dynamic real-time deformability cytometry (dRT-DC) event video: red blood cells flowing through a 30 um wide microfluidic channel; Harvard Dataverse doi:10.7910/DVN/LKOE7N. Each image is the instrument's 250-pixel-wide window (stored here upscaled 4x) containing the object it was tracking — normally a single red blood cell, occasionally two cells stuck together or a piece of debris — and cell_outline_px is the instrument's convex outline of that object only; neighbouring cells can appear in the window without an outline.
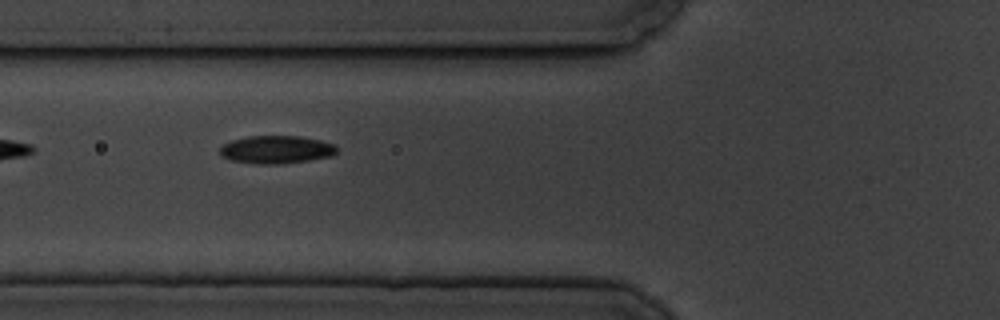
{"species": "common noctule bat (a hibernating species)", "species_latin": "Nyctalus noctula", "temperature_condition": "cold", "stored_images_in_passage": 8, "camera_frame_rate_fps": 3000, "um_per_image_px": 0.085, "animal": {"sex": "male", "body_mass_g": 19.5, "forearm_length_mm": 54.6}, "frame": {"image": 1, "passage_image": 7, "time_ms": 7.0, "image_size_px": [1000, 320], "cell_outline_px": [[336, 152], [332, 156], [308, 160], [280, 164], [260, 164], [228, 160], [220, 152], [220, 148], [224, 144], [232, 140], [248, 136], [300, 136], [320, 140], [336, 144]], "centroid_in_image_um": [23.5, 12.71], "position_along_channel_um": 102.3, "area_um2": 18.96}}
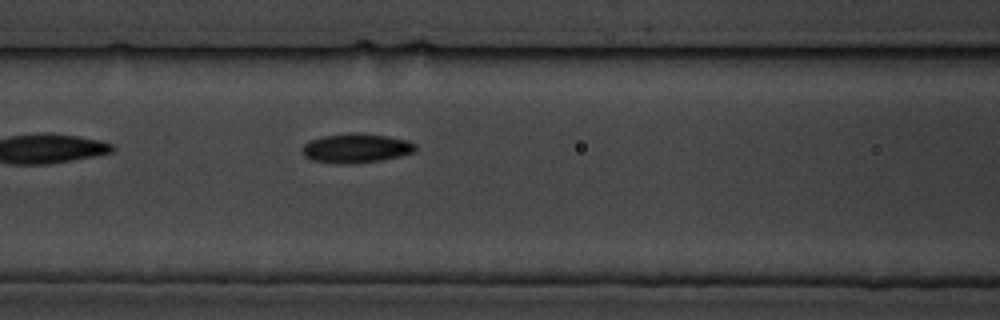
{"frame": {"image": 2, "passage_image": 8, "time_ms": 8.0, "image_size_px": [1000, 320], "cell_outline_px": [[416, 152], [400, 156], [380, 160], [348, 164], [336, 164], [312, 160], [304, 156], [300, 152], [300, 148], [308, 140], [324, 136], [352, 132], [360, 132], [388, 136], [408, 140], [416, 144]], "centroid_in_image_um": [30.24, 12.59], "position_along_channel_um": 136.4, "area_um2": 19.71}}